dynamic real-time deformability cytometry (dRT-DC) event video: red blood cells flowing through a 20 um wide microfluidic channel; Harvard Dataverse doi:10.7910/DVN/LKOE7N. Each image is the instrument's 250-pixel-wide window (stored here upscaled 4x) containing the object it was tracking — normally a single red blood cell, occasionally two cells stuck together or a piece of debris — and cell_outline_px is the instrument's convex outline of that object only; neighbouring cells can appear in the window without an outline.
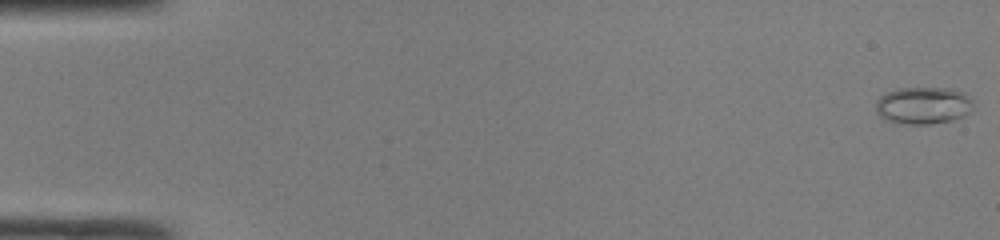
{"species": "common noctule bat (a hibernating species)", "species_latin": "Nyctalus noctula", "temperature_condition": "room temperature", "stored_images_in_passage": 49, "camera_frame_rate_fps": 3000, "um_per_image_px": 0.085, "animal": {"sex": "male", "body_mass_g": 19.0, "forearm_length_mm": 50.8}, "frame": {"image": 1, "passage_image": 1, "time_ms": 0.0, "image_size_px": [1000, 240], "cell_outline_px": [[972, 104], [968, 112], [964, 116], [952, 120], [928, 124], [908, 124], [884, 120], [876, 112], [876, 100], [880, 96], [896, 88], [952, 88], [964, 92], [972, 100]], "centroid_in_image_um": [78.45, 8.95], "position_along_channel_um": 6.6, "area_um2": 21.15}}
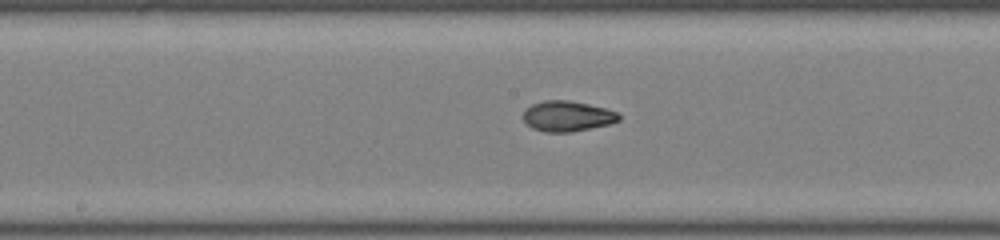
{"frame": {"image": 2, "passage_image": 26, "time_ms": 8.333, "image_size_px": [1000, 240], "cell_outline_px": [[620, 120], [608, 124], [572, 132], [544, 132], [532, 128], [524, 120], [524, 108], [532, 104], [544, 100], [568, 100], [588, 104], [604, 108], [616, 112], [620, 116]], "centroid_in_image_um": [48.19, 9.87], "position_along_channel_um": 200.0, "area_um2": 16.88}}
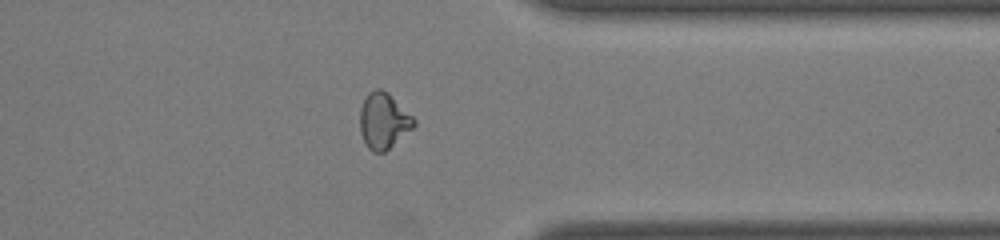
{"frame": {"image": 3, "passage_image": 39, "time_ms": 12.667, "image_size_px": [1000, 240], "cell_outline_px": [[416, 124], [412, 128], [384, 152], [372, 152], [368, 148], [360, 132], [360, 108], [368, 92], [376, 88], [380, 88], [388, 92], [416, 120]], "centroid_in_image_um": [32.58, 10.25], "position_along_channel_um": 378.8, "area_um2": 17.4}, "authors_computed_cell_mechanics": {"area_um2": 17.4556, "velocity_mm_per_s": 4.2453, "shape_relaxation_time_tau1_ms": 5.8773, "shape_relaxation_time_tau2_ms": 2.0392, "deformation_change_tau1": 0.1573, "deformation_change_tau2": 0.0601}}